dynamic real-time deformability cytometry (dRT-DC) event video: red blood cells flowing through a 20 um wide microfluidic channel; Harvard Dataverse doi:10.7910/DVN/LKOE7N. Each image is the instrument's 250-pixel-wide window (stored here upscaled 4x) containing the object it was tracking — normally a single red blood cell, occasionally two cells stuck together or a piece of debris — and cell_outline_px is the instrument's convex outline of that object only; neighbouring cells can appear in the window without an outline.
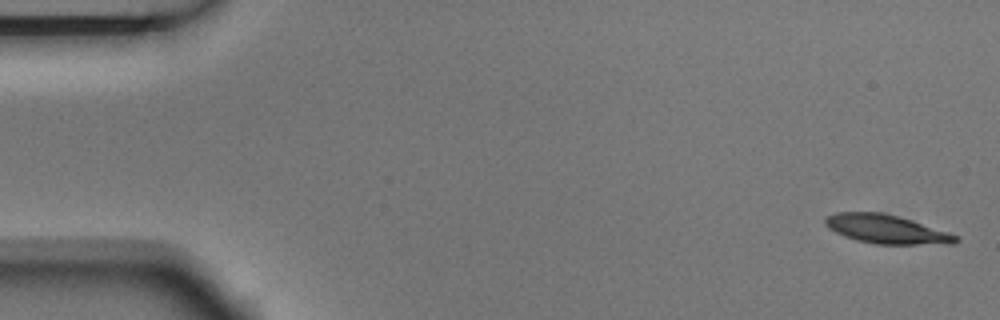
{"species": "Egyptian fruit bat (a non-hibernating species)", "species_latin": "Rousettus aegyptiacus", "temperature_condition": "room temperature", "stored_images_in_passage": 4, "camera_frame_rate_fps": 3000, "um_per_image_px": 0.085, "animal": {"sex": "male"}, "frame": {"image": 1, "passage_image": 1, "time_ms": 0.0, "image_size_px": [1000, 320], "cell_outline_px": [[960, 240], [952, 244], [876, 244], [856, 240], [844, 236], [828, 228], [824, 224], [824, 220], [828, 216], [836, 212], [880, 212], [912, 220], [960, 236]], "centroid_in_image_um": [75.35, 19.49], "position_along_channel_um": 9.6, "area_um2": 21.85}}
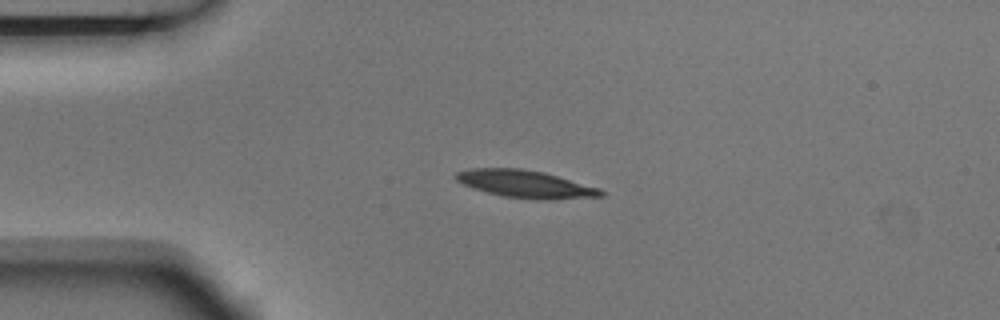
{"frame": {"image": 2, "passage_image": 4, "time_ms": 1.0, "image_size_px": [1000, 320], "cell_outline_px": [[604, 196], [552, 200], [536, 200], [504, 196], [472, 188], [456, 180], [452, 176], [456, 172], [468, 168], [520, 168], [544, 172], [600, 188], [604, 192]], "centroid_in_image_um": [44.66, 15.64], "position_along_channel_um": 40.3, "area_um2": 23.41}}